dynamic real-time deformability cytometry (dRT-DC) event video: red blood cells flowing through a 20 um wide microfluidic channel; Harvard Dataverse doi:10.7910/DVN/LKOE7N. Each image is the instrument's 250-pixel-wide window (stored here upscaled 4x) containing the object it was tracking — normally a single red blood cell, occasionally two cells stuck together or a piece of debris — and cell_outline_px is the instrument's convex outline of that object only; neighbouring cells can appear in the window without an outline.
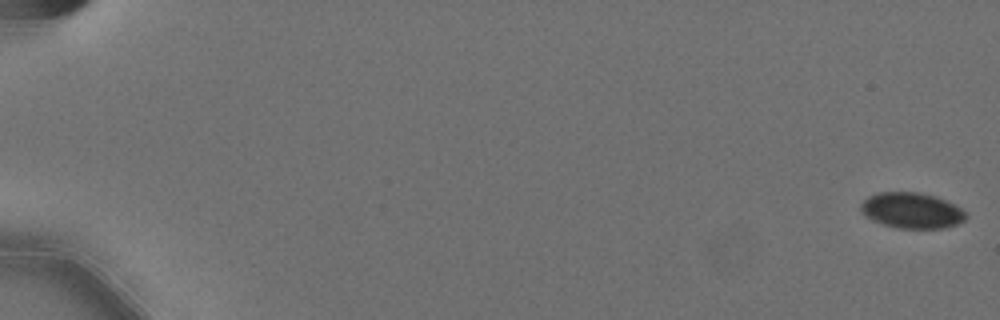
{"species": "Egyptian fruit bat (a non-hibernating species)", "species_latin": "Rousettus aegyptiacus", "temperature_condition": "cold", "stored_images_in_passage": 59, "camera_frame_rate_fps": 3000, "um_per_image_px": 0.085, "animal": {"sex": "female"}, "frame": {"image": 1, "passage_image": 1, "time_ms": 0.0, "image_size_px": [1000, 320], "cell_outline_px": [[964, 220], [956, 224], [944, 228], [900, 228], [884, 224], [872, 220], [864, 216], [860, 212], [860, 204], [868, 196], [880, 192], [920, 192], [936, 196], [960, 208], [964, 212]], "centroid_in_image_um": [77.43, 17.88], "position_along_channel_um": 7.6, "area_um2": 21.68}}
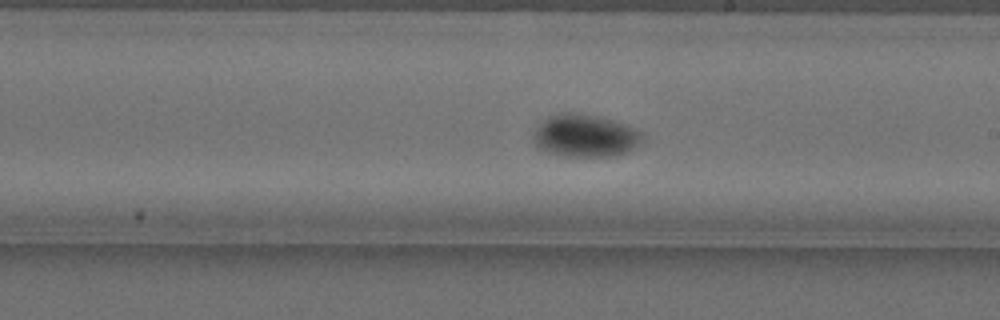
{"frame": {"image": 2, "passage_image": 36, "time_ms": 11.667, "image_size_px": [1000, 320], "cell_outline_px": [[644, 140], [640, 144], [628, 152], [612, 156], [564, 156], [548, 152], [536, 148], [532, 136], [536, 128], [544, 120], [552, 116], [564, 112], [576, 112], [600, 116], [624, 124], [640, 132], [644, 136]], "centroid_in_image_um": [49.73, 11.54], "position_along_channel_um": 239.3, "area_um2": 27.11}}
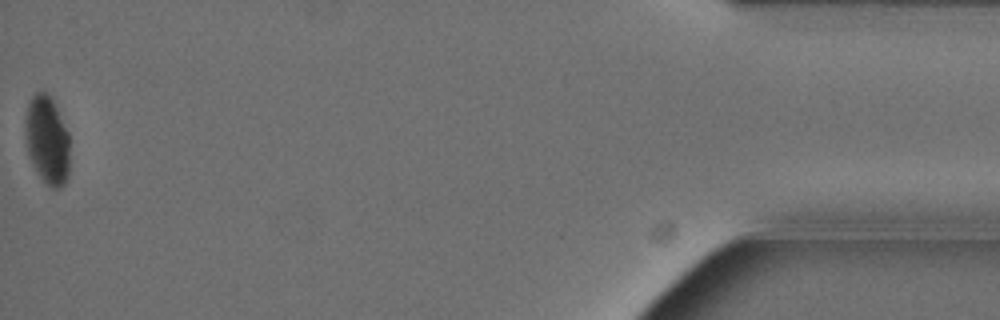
{"frame": {"image": 3, "passage_image": 59, "time_ms": 19.333, "image_size_px": [1000, 320], "cell_outline_px": [[68, 176], [64, 184], [60, 188], [52, 188], [36, 172], [28, 152], [24, 136], [24, 124], [28, 104], [32, 96], [36, 92], [44, 92], [52, 100], [68, 132]], "centroid_in_image_um": [3.98, 11.92], "position_along_channel_um": 431.2, "area_um2": 22.6}, "authors_computed_cell_mechanics": {"area_um2": 23.8714, "velocity_mm_per_s": 3.5738, "shape_relaxation_time_tau1_ms": 5.82, "shape_relaxation_time_tau2_ms": 5.085, "deformation_change_tau1": 0.0779, "deformation_change_tau2": 0.0216}}